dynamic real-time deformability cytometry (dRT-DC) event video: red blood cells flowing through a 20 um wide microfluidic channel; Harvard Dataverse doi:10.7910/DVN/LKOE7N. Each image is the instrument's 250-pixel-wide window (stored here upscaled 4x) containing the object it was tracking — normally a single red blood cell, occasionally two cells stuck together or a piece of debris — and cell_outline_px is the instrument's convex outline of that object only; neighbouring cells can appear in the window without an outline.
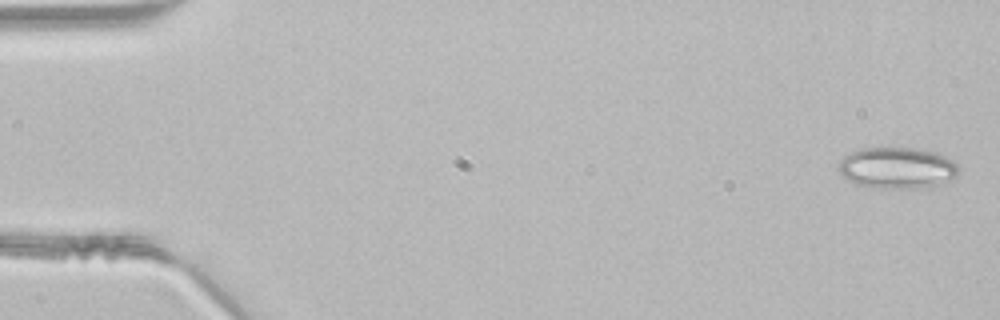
{"species": "common noctule bat (a hibernating species)", "species_latin": "Nyctalus noctula", "temperature_condition": "room temperature", "stored_images_in_passage": 11, "camera_frame_rate_fps": 3000, "um_per_image_px": 0.085, "animal": {"sex": "male", "body_mass_g": 21.5, "forearm_length_mm": 52.0}, "frame": {"image": 1, "passage_image": 2, "time_ms": 0.333, "image_size_px": [1000, 320], "cell_outline_px": [[960, 172], [956, 176], [932, 188], [868, 188], [856, 184], [848, 180], [836, 168], [840, 160], [844, 156], [860, 148], [920, 148], [936, 152], [952, 160], [960, 168]], "centroid_in_image_um": [76.26, 14.28], "position_along_channel_um": 8.7, "area_um2": 29.36}}